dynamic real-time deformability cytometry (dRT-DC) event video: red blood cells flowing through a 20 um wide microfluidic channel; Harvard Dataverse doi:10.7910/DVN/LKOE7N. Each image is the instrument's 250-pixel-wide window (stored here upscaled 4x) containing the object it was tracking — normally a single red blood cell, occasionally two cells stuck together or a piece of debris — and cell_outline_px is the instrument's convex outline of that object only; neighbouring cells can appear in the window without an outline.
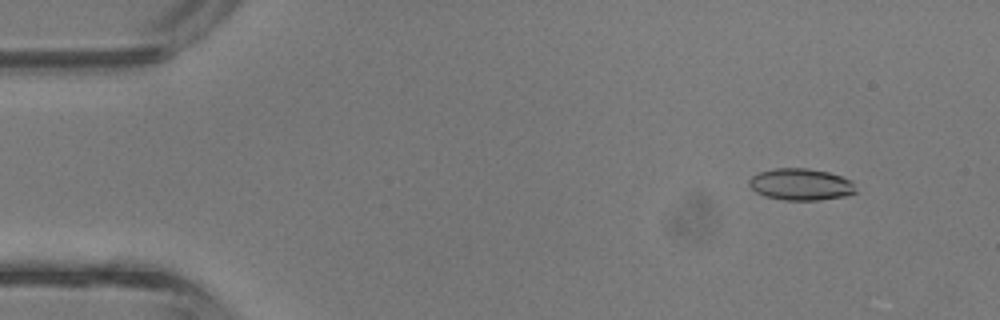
{"species": "common noctule bat (a hibernating species)", "species_latin": "Nyctalus noctula", "temperature_condition": "room temperature", "stored_images_in_passage": 4, "camera_frame_rate_fps": 3000, "um_per_image_px": 0.085, "animal": {"sex": "male", "body_mass_g": 13.3}, "frame": {"image": 1, "passage_image": 1, "time_ms": 0.0, "image_size_px": [1000, 320], "cell_outline_px": [[856, 192], [844, 196], [816, 200], [784, 200], [764, 196], [756, 192], [748, 184], [748, 180], [752, 176], [760, 172], [776, 168], [808, 168], [828, 172], [852, 180]], "centroid_in_image_um": [68.05, 15.67], "position_along_channel_um": 17.0, "area_um2": 19.65}}
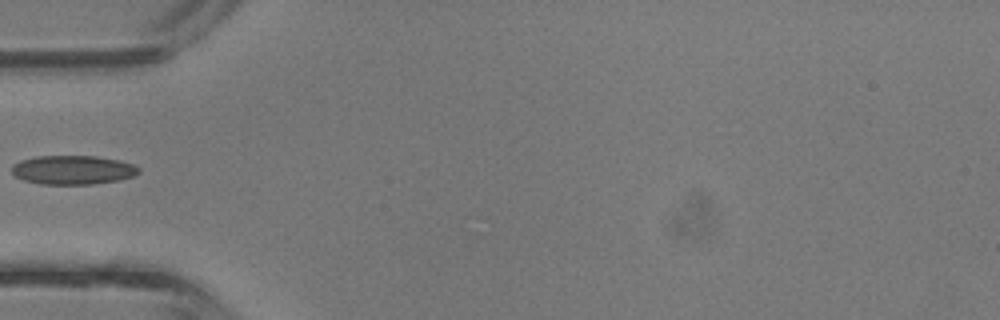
{"frame": {"image": 2, "passage_image": 4, "time_ms": 1.0, "image_size_px": [1000, 320], "cell_outline_px": [[140, 172], [132, 176], [116, 180], [92, 184], [40, 184], [24, 180], [16, 176], [12, 172], [12, 164], [20, 160], [36, 156], [96, 156], [120, 160], [132, 164], [140, 168]], "centroid_in_image_um": [6.17, 14.43], "position_along_channel_um": 78.8, "area_um2": 21.39}}